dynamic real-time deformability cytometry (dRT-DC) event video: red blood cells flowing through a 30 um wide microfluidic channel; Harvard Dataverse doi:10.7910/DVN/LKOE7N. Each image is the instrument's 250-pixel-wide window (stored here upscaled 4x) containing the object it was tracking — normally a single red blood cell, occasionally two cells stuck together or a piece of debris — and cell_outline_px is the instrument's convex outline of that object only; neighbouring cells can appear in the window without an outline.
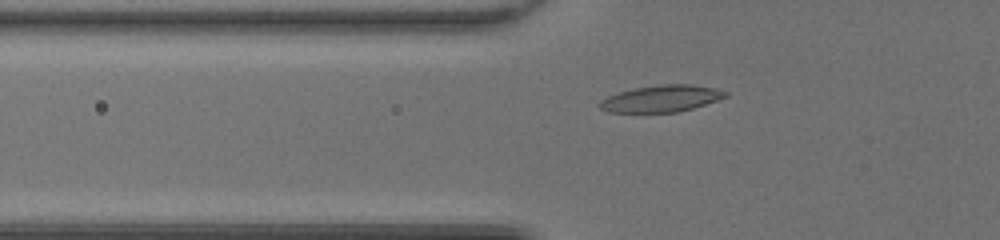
{"species": "common noctule bat (a hibernating species)", "species_latin": "Nyctalus noctula", "temperature_condition": "room temperature", "stored_images_in_passage": 45, "camera_frame_rate_fps": 3000, "um_per_image_px": 0.085, "animal": {"sex": "female", "body_mass_g": 20.0, "forearm_length_mm": 54.0}, "frame": {"image": 1, "passage_image": 13, "time_ms": 4.0, "image_size_px": [1000, 240], "cell_outline_px": [[728, 96], [680, 112], [608, 112], [600, 108], [596, 104], [600, 100], [608, 96], [620, 92], [636, 88], [660, 84], [692, 84], [716, 88], [728, 92]], "centroid_in_image_um": [56.2, 8.38], "position_along_channel_um": 69.6, "area_um2": 19.54}}
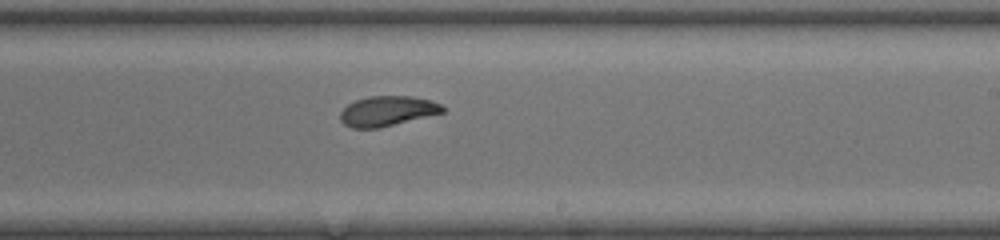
{"frame": {"image": 2, "passage_image": 27, "time_ms": 8.667, "image_size_px": [1000, 240], "cell_outline_px": [[444, 112], [380, 128], [352, 128], [344, 124], [340, 120], [340, 112], [348, 104], [356, 100], [368, 96], [412, 96], [432, 100], [440, 104], [444, 108]], "centroid_in_image_um": [32.91, 9.44], "position_along_channel_um": 256.1, "area_um2": 17.92}}
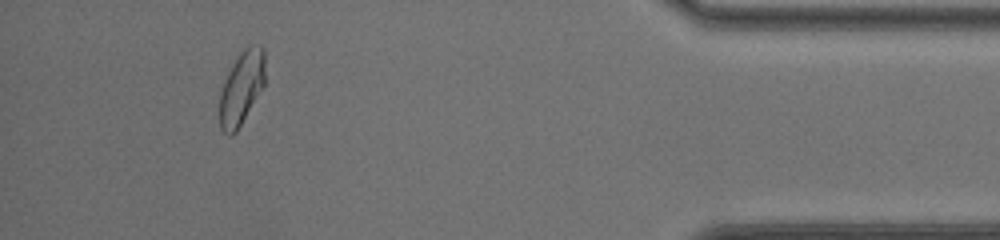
{"frame": {"image": 3, "passage_image": 42, "time_ms": 13.667, "image_size_px": [1000, 240], "cell_outline_px": [[264, 84], [236, 132], [232, 136], [228, 136], [220, 128], [220, 92], [224, 80], [232, 64], [240, 52], [248, 44], [260, 44], [264, 48]], "centroid_in_image_um": [20.52, 7.43], "position_along_channel_um": 414.7, "area_um2": 19.36}, "authors_computed_cell_mechanics": {"area_um2": 18.785, "velocity_mm_per_s": 4.0781, "shape_relaxation_time_tau1_ms": 3.2982, "shape_relaxation_time_tau2_ms": 1.5044, "deformation_change_tau1": 0.153, "deformation_change_tau2": 0.0598}}